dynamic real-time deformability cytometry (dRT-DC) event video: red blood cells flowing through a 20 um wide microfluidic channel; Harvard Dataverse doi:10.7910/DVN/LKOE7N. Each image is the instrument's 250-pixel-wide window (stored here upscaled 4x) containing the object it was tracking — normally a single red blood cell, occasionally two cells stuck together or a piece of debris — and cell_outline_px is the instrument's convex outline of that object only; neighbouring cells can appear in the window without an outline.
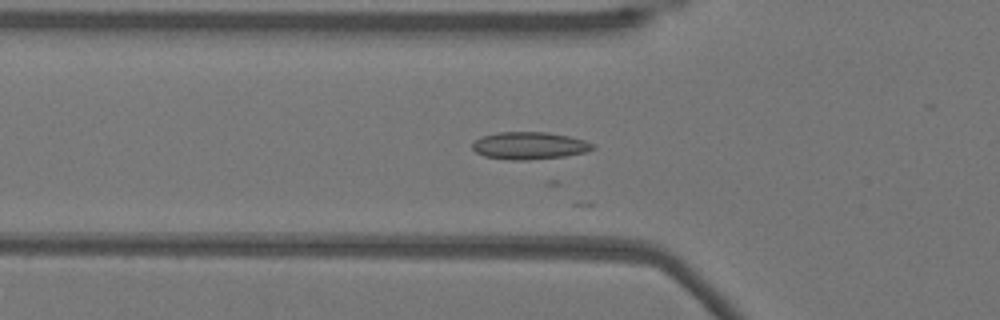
{"species": "Egyptian fruit bat (a non-hibernating species)", "species_latin": "Rousettus aegyptiacus", "temperature_condition": "warm", "stored_images_in_passage": 16, "camera_frame_rate_fps": 3000, "um_per_image_px": 0.085, "animal": {"sex": "female"}, "frame": {"image": 1, "passage_image": 9, "time_ms": 2.667, "image_size_px": [1000, 320], "cell_outline_px": [[596, 148], [584, 152], [564, 156], [524, 160], [512, 160], [484, 156], [476, 152], [472, 148], [472, 144], [480, 136], [496, 132], [548, 132], [568, 136], [584, 140], [596, 144]], "centroid_in_image_um": [44.99, 12.37], "position_along_channel_um": 80.8, "area_um2": 19.19}}
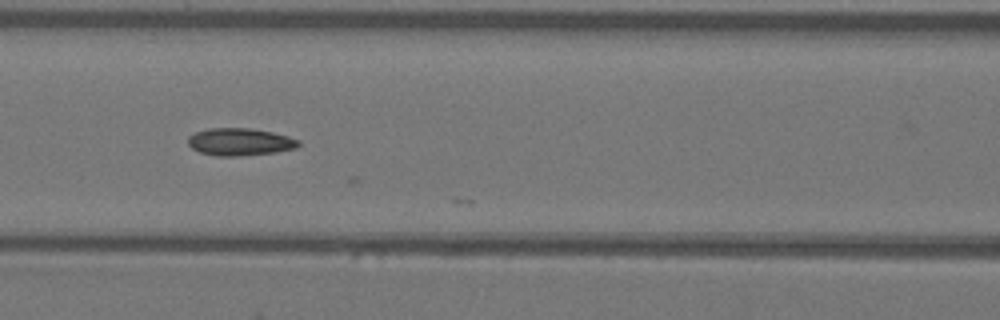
{"frame": {"image": 2, "passage_image": 14, "time_ms": 4.333, "image_size_px": [1000, 320], "cell_outline_px": [[300, 144], [296, 148], [276, 152], [236, 156], [216, 156], [200, 152], [192, 148], [188, 144], [188, 136], [196, 132], [208, 128], [248, 128], [272, 132], [288, 136], [300, 140]], "centroid_in_image_um": [20.39, 12.06], "position_along_channel_um": 146.2, "area_um2": 17.63}}